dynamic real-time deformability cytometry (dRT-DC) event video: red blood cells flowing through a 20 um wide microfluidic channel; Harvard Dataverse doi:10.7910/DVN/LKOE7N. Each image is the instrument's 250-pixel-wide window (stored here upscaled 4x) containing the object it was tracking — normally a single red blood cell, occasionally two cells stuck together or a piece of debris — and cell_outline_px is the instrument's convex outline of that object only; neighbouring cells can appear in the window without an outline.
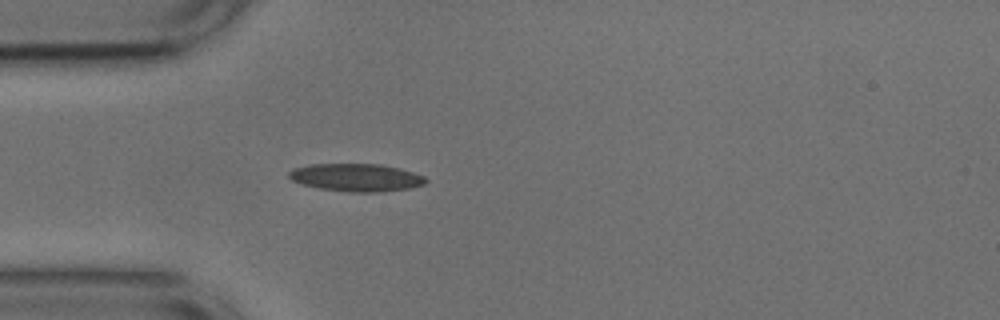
{"species": "common noctule bat (a hibernating species)", "species_latin": "Nyctalus noctula", "temperature_condition": "cold", "stored_images_in_passage": 28, "camera_frame_rate_fps": 3000, "um_per_image_px": 0.085, "animal": {"sex": "male", "body_mass_g": 17.9, "forearm_length_mm": 54.2}, "frame": {"image": 1, "passage_image": 1, "time_ms": 0.0, "image_size_px": [1000, 320], "cell_outline_px": [[428, 180], [424, 184], [408, 188], [380, 192], [348, 192], [320, 188], [304, 184], [292, 180], [288, 176], [288, 172], [292, 168], [308, 164], [380, 164], [400, 168], [424, 176]], "centroid_in_image_um": [30.27, 15.08], "position_along_channel_um": 54.7, "area_um2": 22.08}}
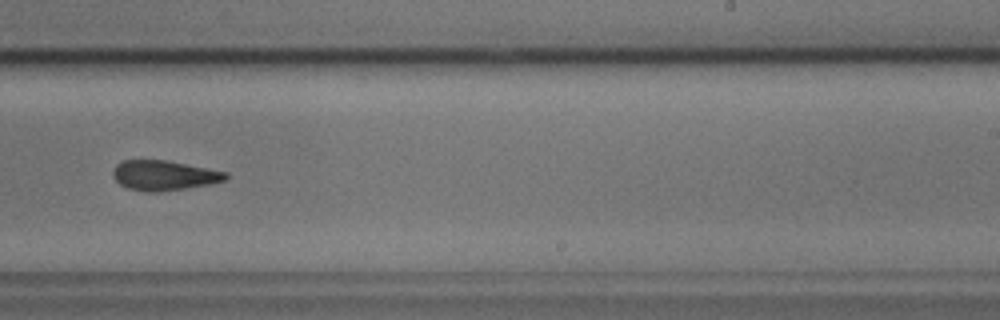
{"frame": {"image": 2, "passage_image": 19, "time_ms": 6.0, "image_size_px": [1000, 320], "cell_outline_px": [[228, 176], [224, 180], [208, 184], [184, 188], [156, 192], [148, 192], [128, 188], [120, 184], [112, 176], [112, 172], [116, 164], [124, 160], [164, 160], [228, 172]], "centroid_in_image_um": [13.9, 14.9], "position_along_channel_um": 275.1, "area_um2": 19.36}}
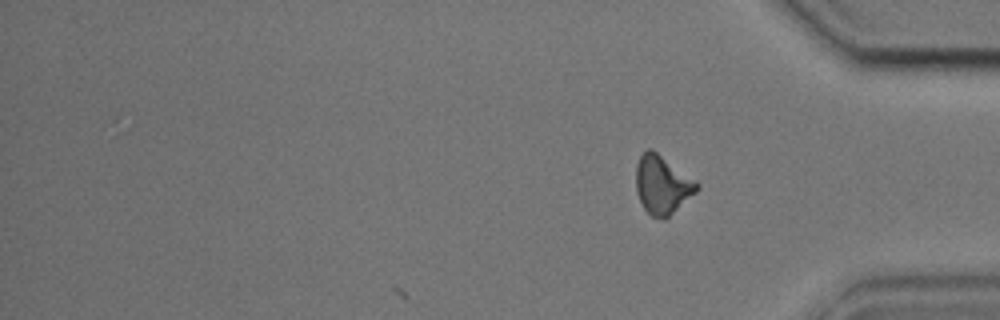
{"frame": {"image": 3, "passage_image": 28, "time_ms": 9.0, "image_size_px": [1000, 320], "cell_outline_px": [[700, 188], [696, 192], [664, 220], [652, 216], [644, 208], [636, 192], [636, 164], [640, 156], [648, 148], [652, 148], [696, 180], [700, 184]], "centroid_in_image_um": [56.29, 15.68], "position_along_channel_um": 378.9, "area_um2": 20.75}, "authors_computed_cell_mechanics": {"area_um2": 19.941, "velocity_mm_per_s": 3.7391, "shape_relaxation_time_tau1_ms": 6.1542, "shape_relaxation_time_tau2_ms": 5.7539, "deformation_change_tau1": 0.1695, "deformation_change_tau2": 0.1614}}